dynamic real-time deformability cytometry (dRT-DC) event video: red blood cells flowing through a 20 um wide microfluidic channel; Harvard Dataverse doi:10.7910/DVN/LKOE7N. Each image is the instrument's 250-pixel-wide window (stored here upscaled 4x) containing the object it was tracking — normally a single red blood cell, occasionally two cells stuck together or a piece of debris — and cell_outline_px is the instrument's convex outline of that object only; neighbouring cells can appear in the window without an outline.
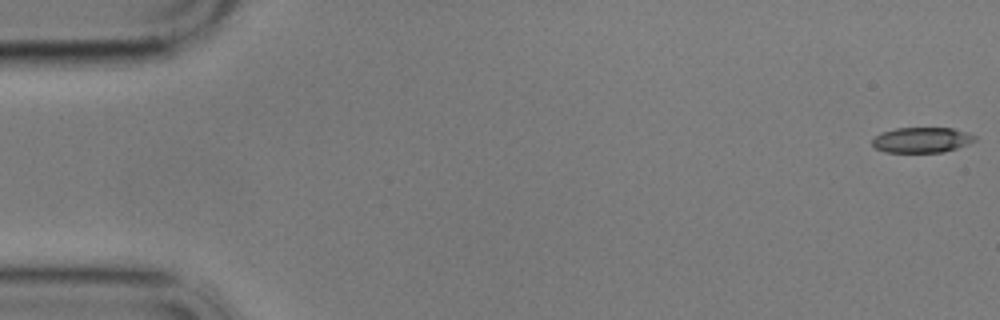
{"species": "common noctule bat (a hibernating species)", "species_latin": "Nyctalus noctula", "temperature_condition": "cold", "stored_images_in_passage": 51, "camera_frame_rate_fps": 3000, "um_per_image_px": 0.085, "animal": {"sex": "male", "body_mass_g": 17.9}, "frame": {"image": 1, "passage_image": 1, "time_ms": 0.0, "image_size_px": [1000, 320], "cell_outline_px": [[976, 140], [968, 144], [944, 152], [884, 152], [876, 148], [872, 144], [872, 140], [876, 136], [884, 132], [896, 128], [952, 128], [976, 136]], "centroid_in_image_um": [78.35, 11.9], "position_along_channel_um": 6.6, "area_um2": 14.97}}
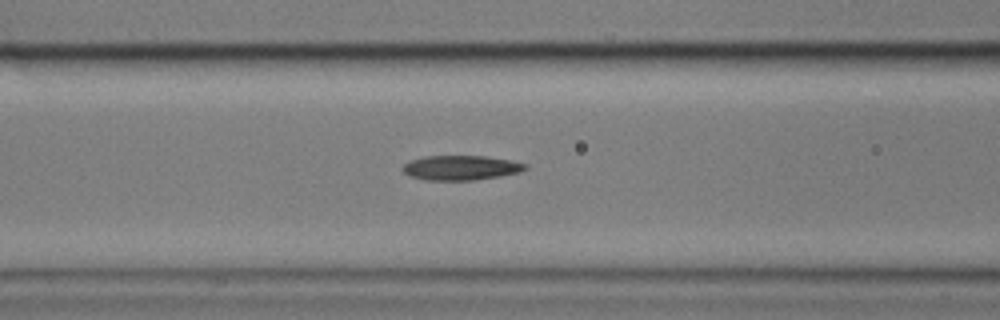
{"frame": {"image": 2, "passage_image": 17, "time_ms": 5.333, "image_size_px": [1000, 320], "cell_outline_px": [[528, 168], [520, 172], [500, 176], [476, 180], [424, 180], [408, 176], [400, 168], [404, 164], [412, 160], [424, 156], [484, 156], [508, 160], [528, 164]], "centroid_in_image_um": [39.15, 14.27], "position_along_channel_um": 127.4, "area_um2": 17.69}}
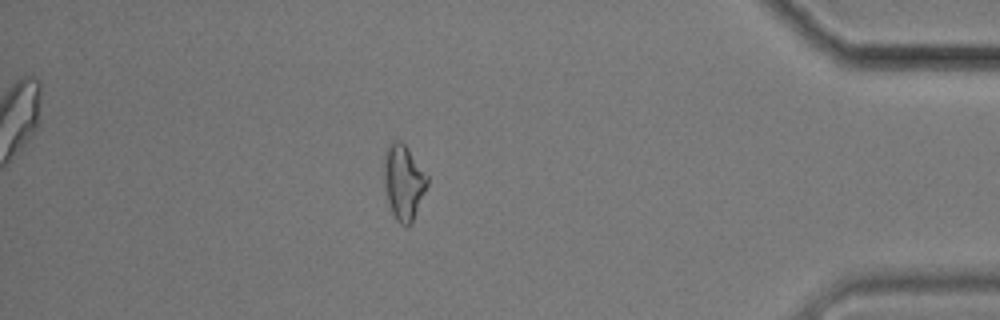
{"frame": {"image": 3, "passage_image": 44, "time_ms": 14.333, "image_size_px": [1000, 320], "cell_outline_px": [[428, 184], [412, 224], [400, 224], [396, 220], [392, 212], [384, 192], [384, 152], [388, 144], [392, 140], [400, 140], [408, 148], [428, 176]], "centroid_in_image_um": [34.29, 15.46], "position_along_channel_um": 400.9, "area_um2": 19.13}, "authors_computed_cell_mechanics": {"area_um2": 17.629, "velocity_mm_per_s": 3.4855, "shape_relaxation_time_tau1_ms": 9.6525, "shape_relaxation_time_tau2_ms": 6.3623, "deformation_change_tau1": 0.2164, "deformation_change_tau2": 0.1457}}